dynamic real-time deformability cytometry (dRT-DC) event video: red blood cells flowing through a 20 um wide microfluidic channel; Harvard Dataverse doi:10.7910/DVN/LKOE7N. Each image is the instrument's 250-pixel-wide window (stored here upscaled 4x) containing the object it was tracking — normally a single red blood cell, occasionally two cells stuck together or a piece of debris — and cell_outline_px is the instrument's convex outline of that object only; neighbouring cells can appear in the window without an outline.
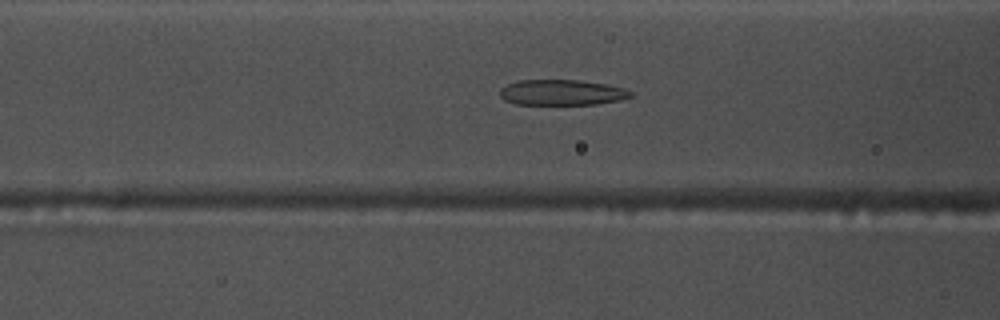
{"species": "common noctule bat (a hibernating species)", "species_latin": "Nyctalus noctula", "temperature_condition": "warm", "stored_images_in_passage": 54, "camera_frame_rate_fps": 3000, "um_per_image_px": 0.085, "animal": {"sex": "male", "body_mass_g": 17.5, "forearm_length_mm": 52.3}, "frame": {"image": 1, "passage_image": 21, "time_ms": 6.667, "image_size_px": [1000, 320], "cell_outline_px": [[632, 96], [620, 100], [596, 104], [516, 104], [504, 100], [500, 96], [500, 88], [508, 84], [520, 80], [580, 80], [604, 84], [624, 88], [632, 92]], "centroid_in_image_um": [47.74, 7.86], "position_along_channel_um": 118.9, "area_um2": 19.36}}
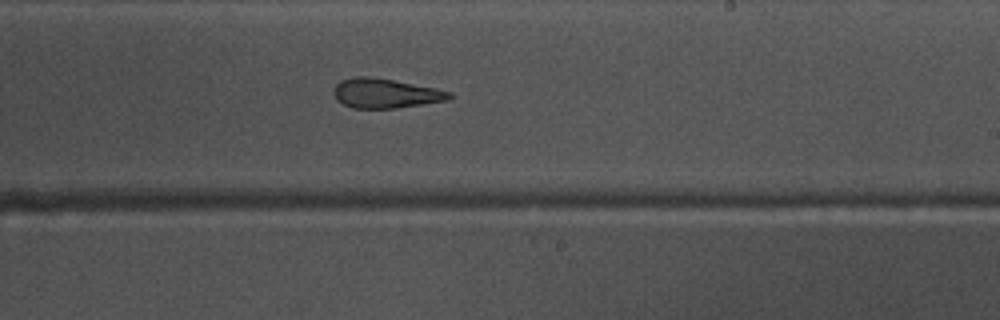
{"frame": {"image": 2, "passage_image": 32, "time_ms": 10.333, "image_size_px": [1000, 320], "cell_outline_px": [[456, 96], [448, 100], [396, 108], [352, 108], [336, 100], [332, 92], [336, 84], [340, 80], [356, 76], [360, 76], [392, 80], [436, 88], [452, 92]], "centroid_in_image_um": [32.77, 7.94], "position_along_channel_um": 256.2, "area_um2": 19.88}}
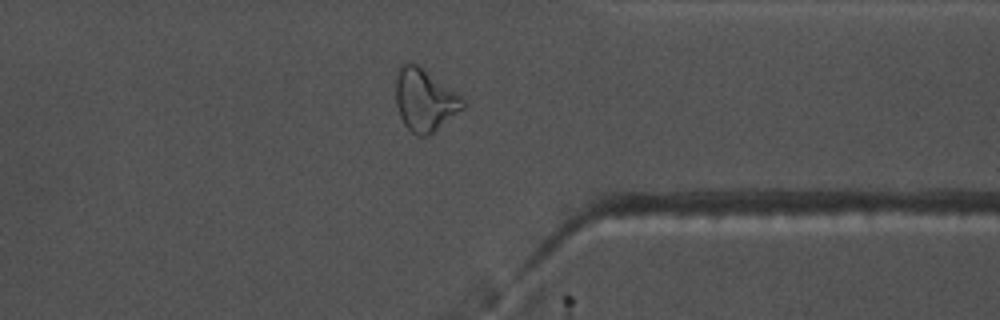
{"frame": {"image": 3, "passage_image": 42, "time_ms": 13.667, "image_size_px": [1000, 320], "cell_outline_px": [[468, 104], [464, 108], [428, 136], [416, 136], [404, 124], [400, 116], [396, 104], [396, 76], [400, 64], [408, 60], [412, 60], [460, 96]], "centroid_in_image_um": [36.07, 8.48], "position_along_channel_um": 375.3, "area_um2": 24.33}, "authors_computed_cell_mechanics": {"area_um2": 22.5709, "velocity_mm_per_s": 3.759, "shape_relaxation_time_tau1_ms": null, "shape_relaxation_time_tau2_ms": 2.9915, "deformation_change_tau1": null, "deformation_change_tau2": 0.1254}}